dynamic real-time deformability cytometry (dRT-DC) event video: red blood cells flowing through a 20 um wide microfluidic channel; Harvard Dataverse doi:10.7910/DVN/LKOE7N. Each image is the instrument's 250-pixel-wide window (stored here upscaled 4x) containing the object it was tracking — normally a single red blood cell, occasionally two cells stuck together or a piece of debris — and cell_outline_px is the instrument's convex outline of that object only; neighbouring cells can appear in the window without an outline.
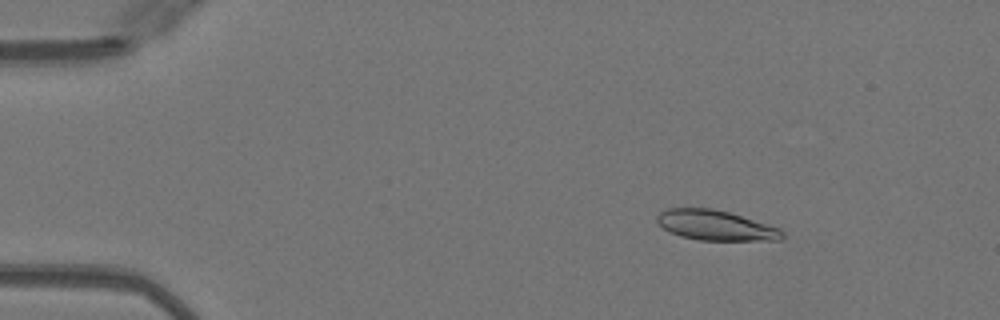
{"species": "Egyptian fruit bat (a non-hibernating species)", "species_latin": "Rousettus aegyptiacus", "temperature_condition": "warm", "stored_images_in_passage": 50, "camera_frame_rate_fps": 3000, "um_per_image_px": 0.085, "animal": {"sex": "female"}, "frame": {"image": 1, "passage_image": 7, "time_ms": 2.0, "image_size_px": [1000, 320], "cell_outline_px": [[784, 236], [780, 240], [700, 240], [680, 236], [668, 232], [656, 220], [656, 216], [660, 212], [668, 208], [712, 208], [728, 212], [780, 228], [784, 232]], "centroid_in_image_um": [60.81, 19.15], "position_along_channel_um": 24.2, "area_um2": 21.85}}
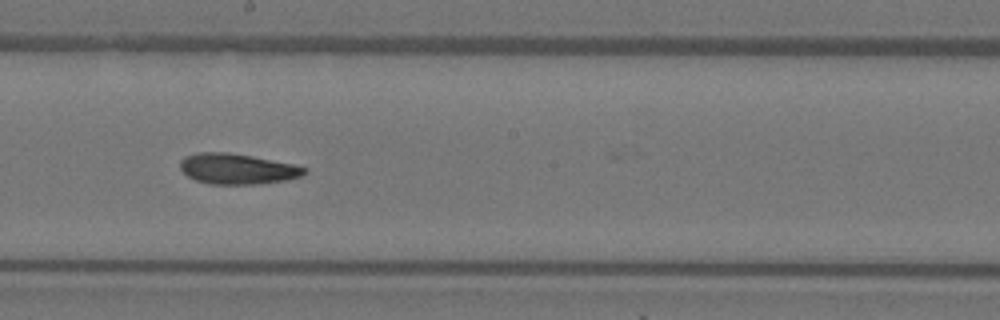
{"frame": {"image": 2, "passage_image": 28, "time_ms": 9.0, "image_size_px": [1000, 320], "cell_outline_px": [[308, 172], [304, 176], [288, 180], [256, 184], [208, 184], [196, 180], [188, 176], [180, 168], [180, 160], [184, 156], [200, 152], [228, 152], [252, 156], [292, 164], [308, 168]], "centroid_in_image_um": [20.2, 14.35], "position_along_channel_um": 228.0, "area_um2": 22.25}}
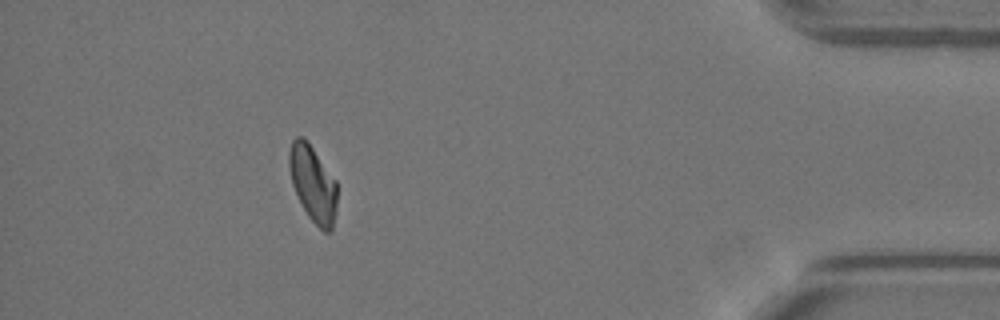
{"frame": {"image": 3, "passage_image": 45, "time_ms": 14.667, "image_size_px": [1000, 320], "cell_outline_px": [[336, 212], [332, 228], [328, 232], [324, 232], [308, 216], [292, 184], [288, 164], [288, 152], [292, 140], [296, 136], [304, 136], [308, 140], [336, 180]], "centroid_in_image_um": [26.59, 15.55], "position_along_channel_um": 408.6, "area_um2": 21.33}, "authors_computed_cell_mechanics": {"area_um2": 21.9929, "velocity_mm_per_s": 4.0703, "shape_relaxation_time_tau1_ms": 9.5166, "shape_relaxation_time_tau2_ms": 3.3904, "deformation_change_tau1": 0.266, "deformation_change_tau2": 0.1021}}